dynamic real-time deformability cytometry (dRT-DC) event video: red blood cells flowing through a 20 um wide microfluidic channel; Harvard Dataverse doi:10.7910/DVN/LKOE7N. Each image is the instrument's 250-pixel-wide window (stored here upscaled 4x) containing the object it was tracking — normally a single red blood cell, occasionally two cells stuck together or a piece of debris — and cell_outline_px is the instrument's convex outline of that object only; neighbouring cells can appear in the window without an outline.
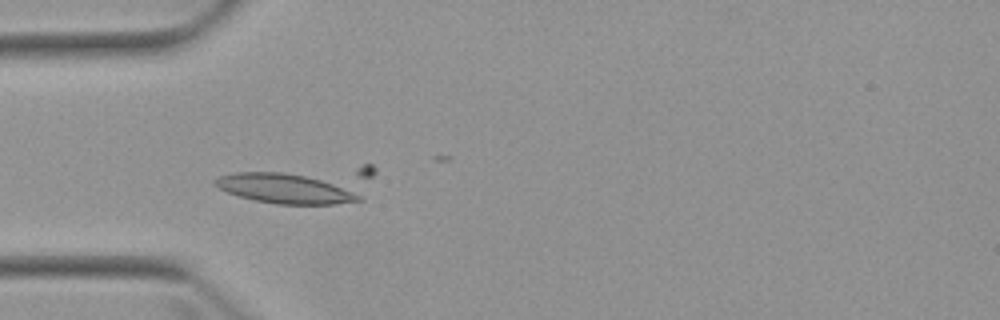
{"species": "Egyptian fruit bat (a non-hibernating species)", "species_latin": "Rousettus aegyptiacus", "temperature_condition": "warm", "stored_images_in_passage": 6, "camera_frame_rate_fps": 3000, "um_per_image_px": 0.085, "animal": {"sex": "female"}, "frame": {"image": 1, "passage_image": 5, "time_ms": 5.0, "image_size_px": [1000, 320], "cell_outline_px": [[364, 200], [336, 204], [276, 204], [256, 200], [240, 196], [228, 192], [212, 184], [212, 180], [220, 176], [236, 172], [280, 172], [304, 176], [320, 180], [332, 184], [360, 196]], "centroid_in_image_um": [24.12, 16.03], "position_along_channel_um": 60.9, "area_um2": 24.16}}
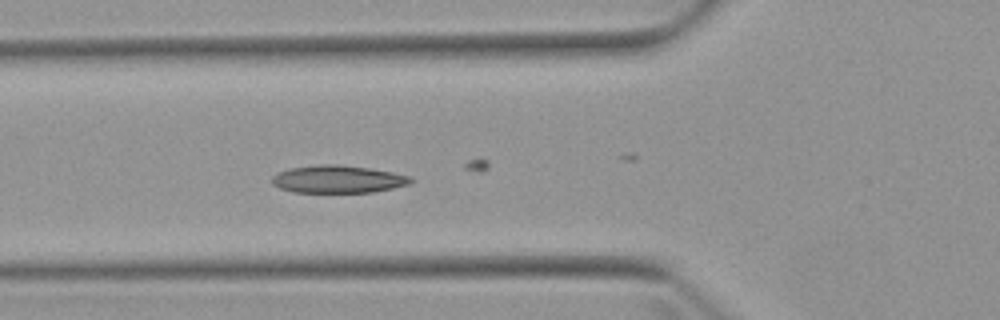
{"frame": {"image": 2, "passage_image": 6, "time_ms": 6.0, "image_size_px": [1000, 320], "cell_outline_px": [[416, 180], [408, 184], [392, 188], [372, 192], [292, 192], [280, 188], [272, 184], [272, 176], [276, 172], [292, 168], [320, 164], [340, 164], [368, 168], [392, 172], [412, 176]], "centroid_in_image_um": [28.73, 15.23], "position_along_channel_um": 97.1, "area_um2": 22.37}}